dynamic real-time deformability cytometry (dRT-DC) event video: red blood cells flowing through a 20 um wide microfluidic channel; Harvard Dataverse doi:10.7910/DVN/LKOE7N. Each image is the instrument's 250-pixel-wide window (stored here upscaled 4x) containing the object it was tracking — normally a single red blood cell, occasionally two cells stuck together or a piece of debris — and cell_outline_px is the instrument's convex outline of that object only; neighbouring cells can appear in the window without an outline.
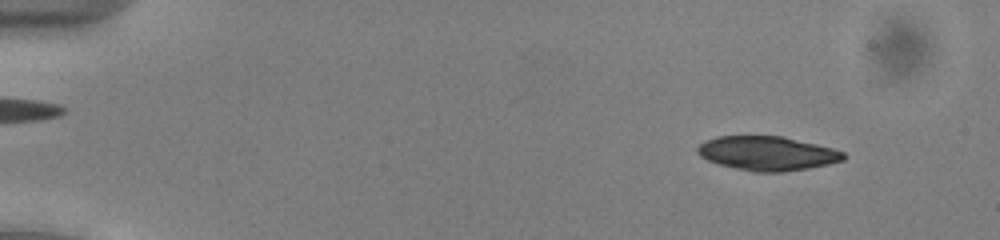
{"species": "common noctule bat (a hibernating species)", "species_latin": "Nyctalus noctula", "temperature_condition": "cold", "stored_images_in_passage": 51, "camera_frame_rate_fps": 3000, "um_per_image_px": 0.085, "animal": {"sex": "male", "body_mass_g": 13.0, "forearm_length_mm": 53.1}, "frame": {"image": 1, "passage_image": 5, "time_ms": 1.333, "image_size_px": [1000, 240], "cell_outline_px": [[844, 160], [828, 164], [808, 168], [784, 172], [752, 172], [720, 164], [708, 160], [700, 156], [696, 152], [696, 148], [704, 140], [716, 136], [784, 136], [832, 148], [844, 152]], "centroid_in_image_um": [65.19, 13.03], "position_along_channel_um": 19.8, "area_um2": 29.07}}
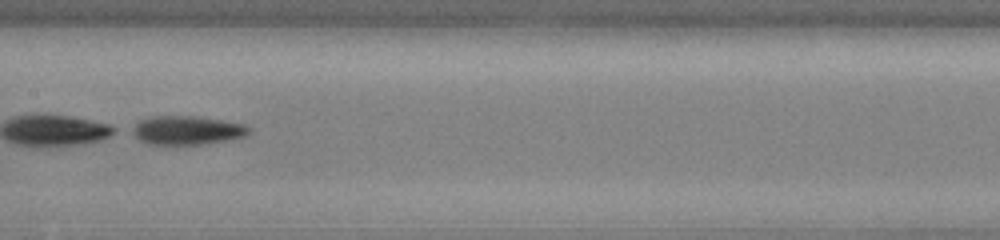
{"frame": {"image": 2, "passage_image": 27, "time_ms": 8.667, "image_size_px": [1000, 240], "cell_outline_px": [[252, 128], [244, 136], [228, 140], [200, 144], [148, 144], [140, 140], [128, 132], [128, 128], [140, 120], [148, 116], [192, 116], [220, 120], [244, 124]], "centroid_in_image_um": [15.8, 11.07], "position_along_channel_um": 191.6, "area_um2": 19.65}}